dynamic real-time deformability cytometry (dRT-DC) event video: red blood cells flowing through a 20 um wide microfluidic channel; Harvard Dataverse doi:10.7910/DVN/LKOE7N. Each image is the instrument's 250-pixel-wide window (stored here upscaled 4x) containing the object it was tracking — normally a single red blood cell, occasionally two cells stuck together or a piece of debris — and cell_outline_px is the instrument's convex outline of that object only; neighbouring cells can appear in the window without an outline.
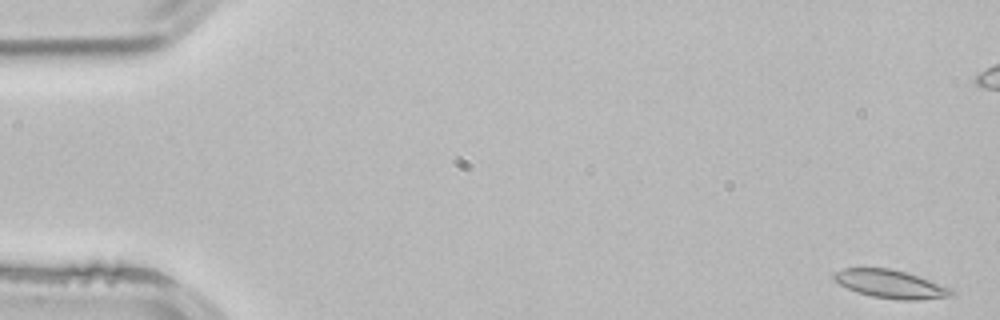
{"species": "common noctule bat (a hibernating species)", "species_latin": "Nyctalus noctula", "temperature_condition": "room temperature", "stored_images_in_passage": 53, "camera_frame_rate_fps": 3000, "um_per_image_px": 0.085, "animal": {"sex": "male", "body_mass_g": 21.5, "forearm_length_mm": 52.0}, "frame": {"image": 1, "passage_image": 1, "time_ms": 0.0, "image_size_px": [1000, 320], "cell_outline_px": [[956, 292], [952, 296], [920, 300], [900, 300], [872, 296], [856, 292], [840, 284], [832, 276], [832, 272], [844, 268], [888, 268], [904, 272], [952, 288]], "centroid_in_image_um": [75.7, 24.15], "position_along_channel_um": 9.3, "area_um2": 19.19}, "authors_computed_cell_mechanics": {"area_um2": 18.3804, "velocity_mm_per_s": 3.8536, "shape_relaxation_time_tau1_ms": 3.9902, "shape_relaxation_time_tau2_ms": 3.3967, "deformation_change_tau1": 0.0918, "deformation_change_tau2": 0.0873}}